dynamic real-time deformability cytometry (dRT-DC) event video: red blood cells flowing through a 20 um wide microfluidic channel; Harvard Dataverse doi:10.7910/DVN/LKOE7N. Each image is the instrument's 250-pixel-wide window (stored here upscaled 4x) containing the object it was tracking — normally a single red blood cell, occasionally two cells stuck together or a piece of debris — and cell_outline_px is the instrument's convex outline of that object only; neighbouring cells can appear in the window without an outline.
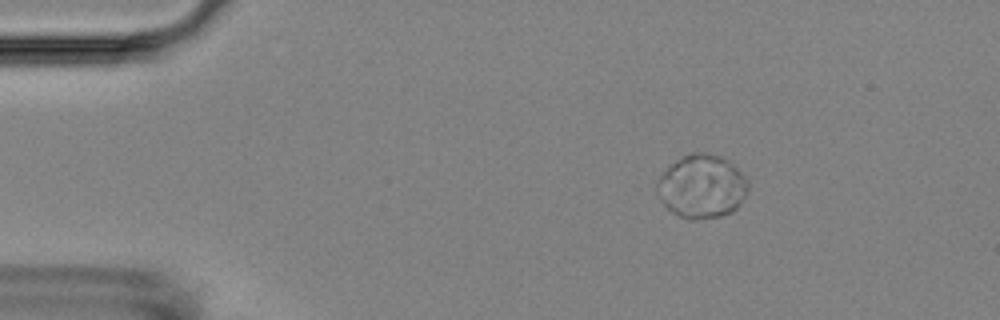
{"species": "Egyptian fruit bat (a non-hibernating species)", "species_latin": "Rousettus aegyptiacus", "temperature_condition": "room temperature", "stored_images_in_passage": 8, "camera_frame_rate_fps": 3000, "um_per_image_px": 0.085, "animal": {"sex": "female"}, "frame": {"image": 1, "passage_image": 1, "time_ms": 0.0, "image_size_px": [1000, 320], "cell_outline_px": [[748, 188], [744, 196], [736, 208], [732, 212], [720, 216], [692, 220], [688, 220], [672, 212], [660, 200], [656, 192], [656, 184], [660, 176], [676, 160], [692, 152], [696, 152], [720, 156], [728, 160], [744, 176], [748, 184]], "centroid_in_image_um": [59.63, 15.86], "position_along_channel_um": 25.4, "area_um2": 33.29}}
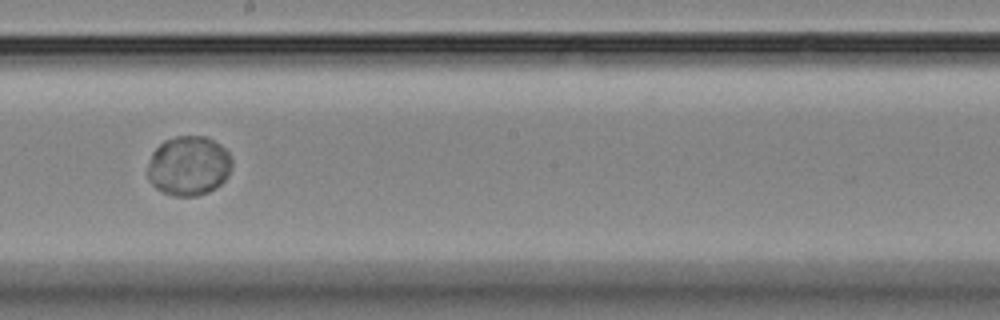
{"frame": {"image": 2, "passage_image": 7, "time_ms": 7.667, "image_size_px": [1000, 320], "cell_outline_px": [[232, 164], [228, 176], [216, 188], [208, 192], [196, 196], [176, 196], [160, 192], [148, 180], [148, 164], [152, 152], [164, 140], [176, 136], [204, 136], [220, 144], [228, 152], [232, 160]], "centroid_in_image_um": [16.03, 14.1], "position_along_channel_um": 232.2, "area_um2": 29.42}}
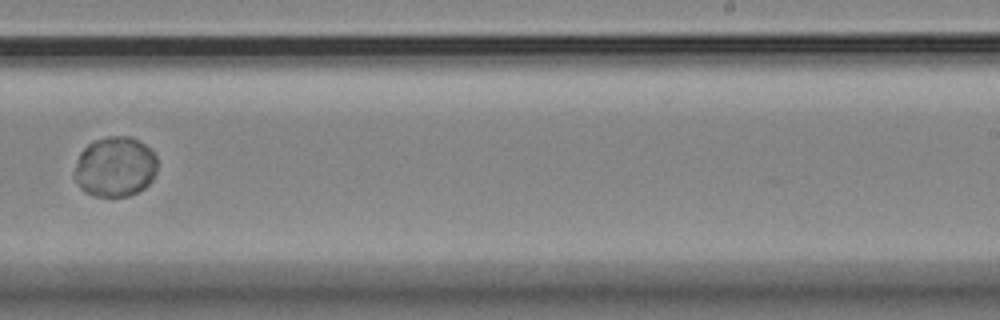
{"frame": {"image": 3, "passage_image": 8, "time_ms": 9.0, "image_size_px": [1000, 320], "cell_outline_px": [[156, 172], [152, 180], [144, 188], [128, 196], [92, 196], [84, 192], [80, 188], [72, 176], [80, 152], [88, 144], [96, 140], [108, 136], [132, 136], [144, 144], [156, 156]], "centroid_in_image_um": [9.75, 14.18], "position_along_channel_um": 279.2, "area_um2": 29.19}}